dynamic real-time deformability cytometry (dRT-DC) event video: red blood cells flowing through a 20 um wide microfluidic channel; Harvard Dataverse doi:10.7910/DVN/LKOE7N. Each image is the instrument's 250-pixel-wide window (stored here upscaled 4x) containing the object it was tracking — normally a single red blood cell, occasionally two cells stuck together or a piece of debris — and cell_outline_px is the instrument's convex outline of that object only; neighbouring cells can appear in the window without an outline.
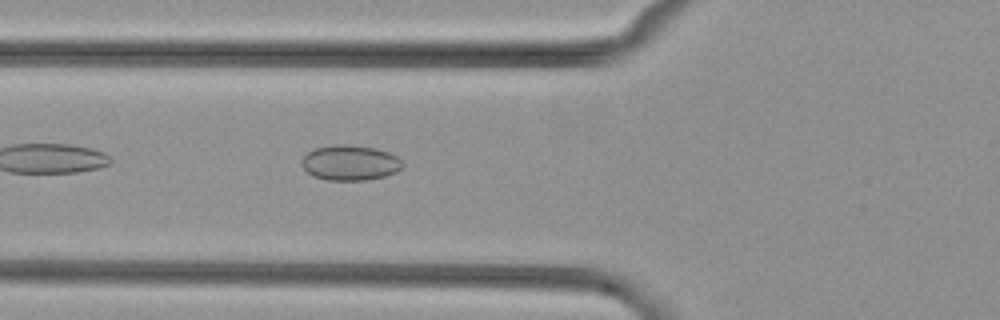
{"species": "common noctule bat (a hibernating species)", "species_latin": "Nyctalus noctula", "temperature_condition": "cold", "stored_images_in_passage": 2, "camera_frame_rate_fps": 3000, "um_per_image_px": 0.085, "animal": {"sex": "female", "body_mass_g": 29.2, "forearm_length_mm": 56.3}, "frame": {"image": 1, "passage_image": 2, "time_ms": 1.0, "image_size_px": [1000, 320], "cell_outline_px": [[404, 164], [396, 172], [384, 176], [368, 180], [328, 180], [312, 176], [300, 164], [300, 160], [308, 152], [316, 148], [336, 144], [348, 144], [376, 148], [388, 152], [396, 156]], "centroid_in_image_um": [29.74, 13.83], "position_along_channel_um": 96.1, "area_um2": 20.75}}